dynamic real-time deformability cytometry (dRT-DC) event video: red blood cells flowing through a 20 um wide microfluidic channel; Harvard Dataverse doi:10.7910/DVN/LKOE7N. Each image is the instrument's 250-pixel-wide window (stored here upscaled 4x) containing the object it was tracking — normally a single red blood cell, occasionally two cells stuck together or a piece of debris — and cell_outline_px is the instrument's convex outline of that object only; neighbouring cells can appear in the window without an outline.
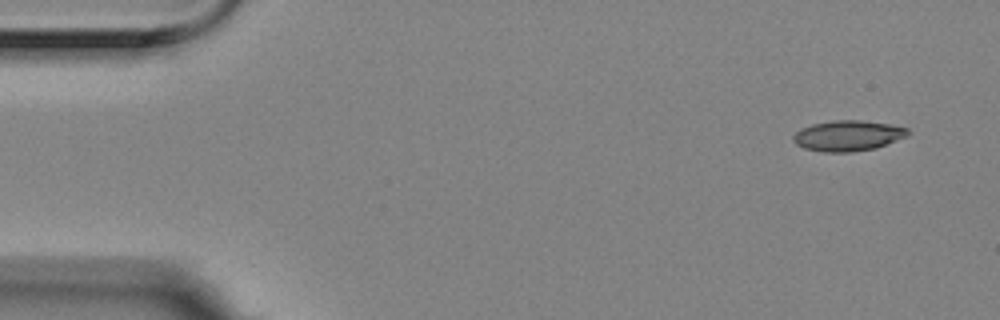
{"species": "Egyptian fruit bat (a non-hibernating species)", "species_latin": "Rousettus aegyptiacus", "temperature_condition": "room temperature", "stored_images_in_passage": 4, "segment_of_instrument_passage": [2, 2], "camera_frame_rate_fps": 3000, "um_per_image_px": 0.085, "animal": {"sex": "female"}, "frame": {"image": 1, "passage_image": 4, "time_ms": 1.0, "image_size_px": [1000, 320], "cell_outline_px": [[912, 132], [908, 136], [876, 148], [852, 152], [824, 152], [804, 148], [796, 144], [792, 140], [792, 136], [800, 128], [812, 124], [836, 120], [860, 120], [888, 124], [908, 128]], "centroid_in_image_um": [72.08, 11.54], "position_along_channel_um": 12.9, "area_um2": 20.52}}